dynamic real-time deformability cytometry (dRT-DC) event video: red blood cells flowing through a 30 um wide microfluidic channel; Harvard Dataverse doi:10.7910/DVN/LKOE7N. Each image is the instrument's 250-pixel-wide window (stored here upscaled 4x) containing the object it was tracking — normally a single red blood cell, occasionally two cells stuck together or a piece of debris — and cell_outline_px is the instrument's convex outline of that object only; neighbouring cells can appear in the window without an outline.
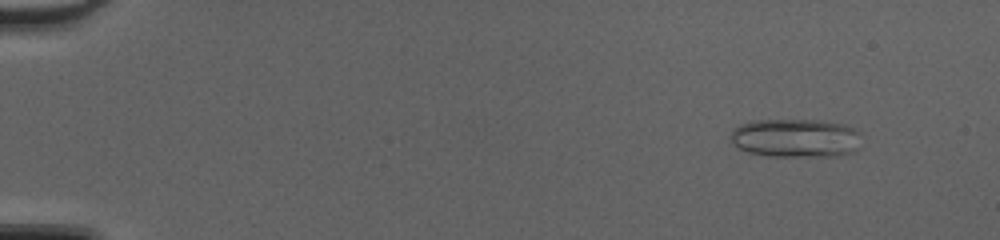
{"species": "common noctule bat (a hibernating species)", "species_latin": "Nyctalus noctula", "temperature_condition": "cold", "stored_images_in_passage": 49, "camera_frame_rate_fps": 3000, "um_per_image_px": 0.085, "animal": {"sex": "female", "body_mass_g": 20.0, "forearm_length_mm": 54.0}, "frame": {"image": 1, "passage_image": 5, "time_ms": 1.333, "image_size_px": [1000, 240], "cell_outline_px": [[860, 148], [856, 152], [840, 156], [768, 156], [748, 152], [736, 148], [732, 144], [732, 132], [740, 124], [752, 120], [824, 120], [856, 128], [860, 132]], "centroid_in_image_um": [67.68, 11.74], "position_along_channel_um": 17.3, "area_um2": 29.94}}
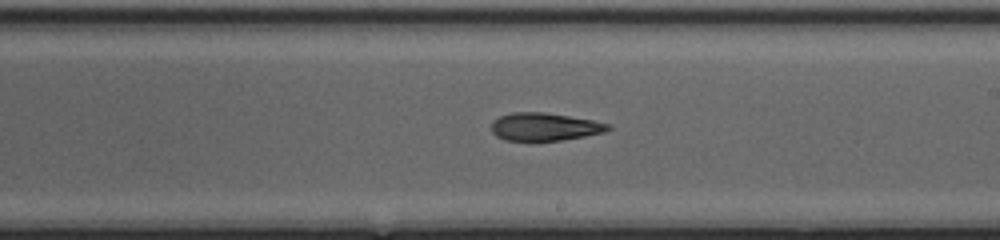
{"frame": {"image": 2, "passage_image": 30, "time_ms": 9.667, "image_size_px": [1000, 240], "cell_outline_px": [[612, 128], [604, 132], [564, 140], [532, 144], [504, 140], [496, 136], [492, 132], [492, 120], [500, 116], [512, 112], [544, 112], [592, 120], [612, 124]], "centroid_in_image_um": [46.25, 10.82], "position_along_channel_um": 242.7, "area_um2": 19.77}}
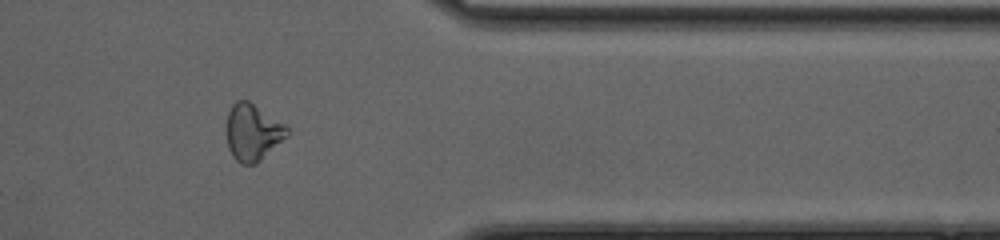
{"frame": {"image": 3, "passage_image": 41, "time_ms": 13.333, "image_size_px": [1000, 240], "cell_outline_px": [[292, 128], [288, 136], [256, 164], [240, 164], [232, 156], [228, 148], [224, 132], [224, 128], [228, 112], [232, 104], [236, 100], [248, 100], [288, 124]], "centroid_in_image_um": [21.48, 11.22], "position_along_channel_um": 389.9, "area_um2": 20.92}, "authors_computed_cell_mechanics": {"area_um2": 20.6346, "velocity_mm_per_s": 4.3166, "shape_relaxation_time_tau1_ms": null, "shape_relaxation_time_tau2_ms": 7.2263, "deformation_change_tau1": null, "deformation_change_tau2": 0.2111}}